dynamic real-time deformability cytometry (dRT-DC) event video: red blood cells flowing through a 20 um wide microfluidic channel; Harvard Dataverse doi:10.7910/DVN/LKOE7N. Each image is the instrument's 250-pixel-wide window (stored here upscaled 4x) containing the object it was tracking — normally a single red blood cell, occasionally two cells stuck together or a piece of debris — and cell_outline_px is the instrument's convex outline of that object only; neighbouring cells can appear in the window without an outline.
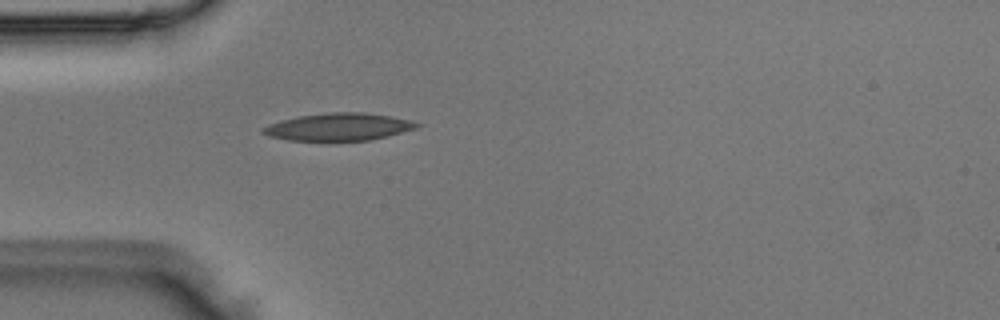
{"species": "Egyptian fruit bat (a non-hibernating species)", "species_latin": "Rousettus aegyptiacus", "temperature_condition": "room temperature", "stored_images_in_passage": 3, "camera_frame_rate_fps": 3000, "um_per_image_px": 0.085, "animal": {"sex": "male"}, "frame": {"image": 1, "passage_image": 3, "time_ms": 0.667, "image_size_px": [1000, 320], "cell_outline_px": [[420, 124], [416, 128], [388, 136], [372, 140], [288, 140], [268, 136], [260, 132], [260, 128], [268, 124], [280, 120], [300, 116], [332, 112], [364, 112], [412, 120]], "centroid_in_image_um": [28.74, 10.78], "position_along_channel_um": 56.3, "area_um2": 24.51}}